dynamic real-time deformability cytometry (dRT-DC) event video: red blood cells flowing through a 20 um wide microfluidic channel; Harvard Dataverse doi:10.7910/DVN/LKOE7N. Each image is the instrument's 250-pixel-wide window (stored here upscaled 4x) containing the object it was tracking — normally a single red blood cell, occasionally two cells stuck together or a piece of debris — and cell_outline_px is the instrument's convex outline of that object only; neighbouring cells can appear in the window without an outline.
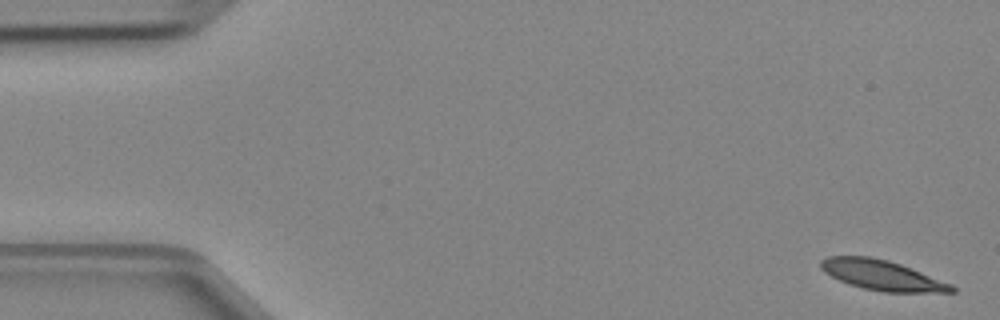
{"species": "Egyptian fruit bat (a non-hibernating species)", "species_latin": "Rousettus aegyptiacus", "temperature_condition": "cold", "stored_images_in_passage": 4, "camera_frame_rate_fps": 3000, "um_per_image_px": 0.085, "animal": {"sex": "female"}, "frame": {"image": 1, "passage_image": 1, "time_ms": 0.0, "image_size_px": [1000, 320], "cell_outline_px": [[956, 292], [884, 292], [864, 288], [848, 284], [824, 272], [820, 268], [820, 260], [828, 256], [872, 256], [888, 260], [900, 264], [952, 284], [956, 288]], "centroid_in_image_um": [74.95, 23.38], "position_along_channel_um": 10.0, "area_um2": 22.83}}